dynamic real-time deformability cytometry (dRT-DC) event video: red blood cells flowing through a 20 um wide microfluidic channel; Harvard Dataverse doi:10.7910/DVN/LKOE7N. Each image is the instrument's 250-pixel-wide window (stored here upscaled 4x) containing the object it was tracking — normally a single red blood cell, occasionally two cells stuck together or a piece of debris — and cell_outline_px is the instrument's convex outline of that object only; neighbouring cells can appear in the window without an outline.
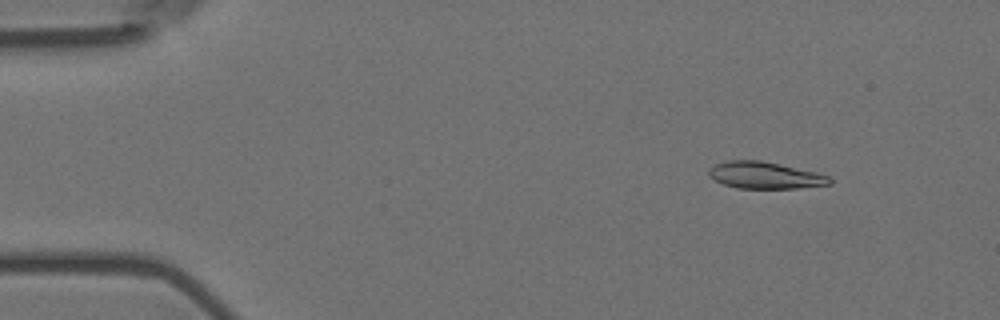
{"species": "Egyptian fruit bat (a non-hibernating species)", "species_latin": "Rousettus aegyptiacus", "temperature_condition": "room temperature", "stored_images_in_passage": 3, "camera_frame_rate_fps": 3000, "um_per_image_px": 0.085, "animal": {"sex": "female"}, "frame": {"image": 1, "passage_image": 1, "time_ms": 0.0, "image_size_px": [1000, 320], "cell_outline_px": [[832, 184], [800, 188], [736, 188], [724, 184], [708, 176], [708, 168], [716, 164], [728, 160], [760, 160], [816, 172], [828, 176], [832, 180]], "centroid_in_image_um": [65.01, 14.9], "position_along_channel_um": 20.0, "area_um2": 18.84}}
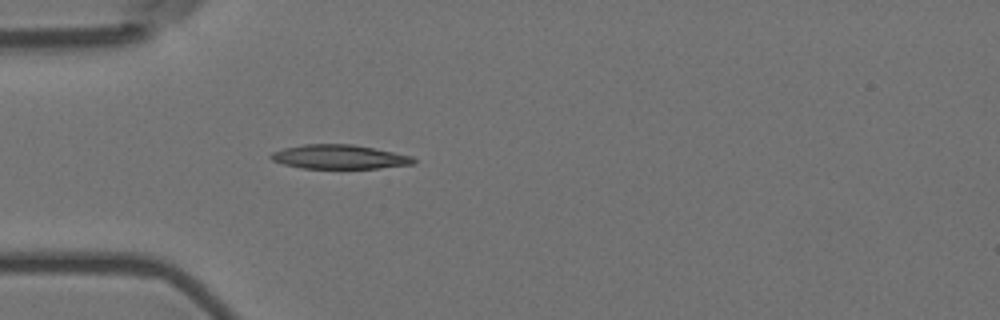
{"frame": {"image": 2, "passage_image": 3, "time_ms": 0.667, "image_size_px": [1000, 320], "cell_outline_px": [[416, 160], [412, 164], [376, 168], [300, 168], [284, 164], [272, 160], [268, 156], [272, 152], [284, 148], [304, 144], [352, 144], [412, 156]], "centroid_in_image_um": [28.79, 13.33], "position_along_channel_um": 56.2, "area_um2": 19.83}}